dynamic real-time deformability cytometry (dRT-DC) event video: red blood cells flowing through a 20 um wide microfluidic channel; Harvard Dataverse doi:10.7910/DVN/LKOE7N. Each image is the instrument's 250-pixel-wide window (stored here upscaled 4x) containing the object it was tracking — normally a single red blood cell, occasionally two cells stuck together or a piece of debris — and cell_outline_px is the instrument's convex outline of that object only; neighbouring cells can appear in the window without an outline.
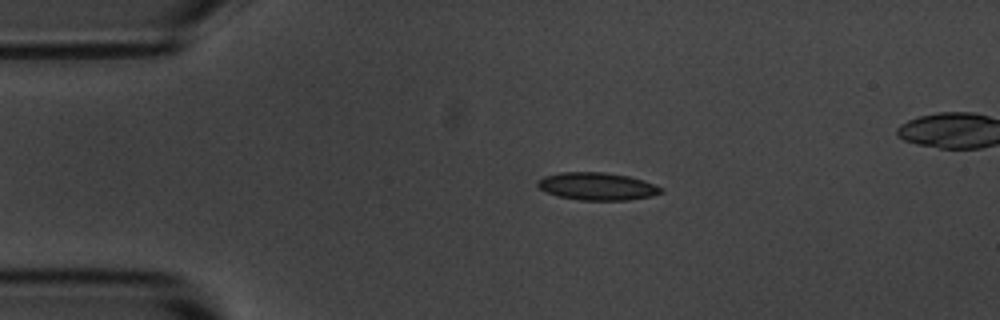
{"species": "common noctule bat (a hibernating species)", "species_latin": "Nyctalus noctula", "temperature_condition": "room temperature", "stored_images_in_passage": 4, "camera_frame_rate_fps": 3000, "um_per_image_px": 0.085, "animal": {"sex": "male", "body_mass_g": 20.1, "forearm_length_mm": 53.5}, "frame": {"image": 1, "passage_image": 1, "time_ms": 0.0, "image_size_px": [1000, 320], "cell_outline_px": [[664, 192], [652, 196], [628, 200], [580, 200], [556, 196], [540, 188], [536, 184], [536, 180], [544, 176], [560, 172], [604, 172], [628, 176], [644, 180], [664, 188]], "centroid_in_image_um": [50.77, 15.84], "position_along_channel_um": 34.2, "area_um2": 20.0}}